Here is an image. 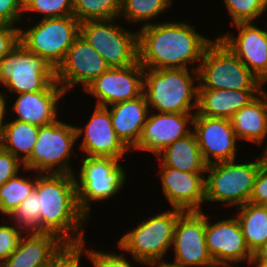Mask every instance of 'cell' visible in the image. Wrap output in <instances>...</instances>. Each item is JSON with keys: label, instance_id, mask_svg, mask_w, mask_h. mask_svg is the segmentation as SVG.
Returning a JSON list of instances; mask_svg holds the SVG:
<instances>
[{"label": "cell", "instance_id": "6da1fadb", "mask_svg": "<svg viewBox=\"0 0 267 267\" xmlns=\"http://www.w3.org/2000/svg\"><path fill=\"white\" fill-rule=\"evenodd\" d=\"M171 20L137 27L138 61L144 69L198 70L215 37L200 34L186 19Z\"/></svg>", "mask_w": 267, "mask_h": 267}, {"label": "cell", "instance_id": "7a4b0ae2", "mask_svg": "<svg viewBox=\"0 0 267 267\" xmlns=\"http://www.w3.org/2000/svg\"><path fill=\"white\" fill-rule=\"evenodd\" d=\"M34 189L38 194L40 233L54 234L66 245L87 240L84 227L90 221L79 209L74 174L37 173Z\"/></svg>", "mask_w": 267, "mask_h": 267}, {"label": "cell", "instance_id": "3957f363", "mask_svg": "<svg viewBox=\"0 0 267 267\" xmlns=\"http://www.w3.org/2000/svg\"><path fill=\"white\" fill-rule=\"evenodd\" d=\"M243 162L235 159L207 165L205 173V204H219L226 208H237L250 201L255 179L267 155L261 151ZM208 175V176H207ZM222 203V204H221Z\"/></svg>", "mask_w": 267, "mask_h": 267}, {"label": "cell", "instance_id": "277c9868", "mask_svg": "<svg viewBox=\"0 0 267 267\" xmlns=\"http://www.w3.org/2000/svg\"><path fill=\"white\" fill-rule=\"evenodd\" d=\"M198 71L191 69H144L143 94L150 111L196 113Z\"/></svg>", "mask_w": 267, "mask_h": 267}, {"label": "cell", "instance_id": "5b68a950", "mask_svg": "<svg viewBox=\"0 0 267 267\" xmlns=\"http://www.w3.org/2000/svg\"><path fill=\"white\" fill-rule=\"evenodd\" d=\"M157 211L159 213L145 216L132 229L122 232L117 240V252H127L134 266L165 259L167 252L168 255L171 252L175 225L184 211L176 208Z\"/></svg>", "mask_w": 267, "mask_h": 267}, {"label": "cell", "instance_id": "8992f818", "mask_svg": "<svg viewBox=\"0 0 267 267\" xmlns=\"http://www.w3.org/2000/svg\"><path fill=\"white\" fill-rule=\"evenodd\" d=\"M82 157L78 161L79 170L74 176L76 180L77 201L79 209L87 216L92 217L91 205L101 202L107 203L116 197L125 188L127 177H129L125 164V159L114 157ZM80 166V167H79ZM79 171V172H78ZM77 173V174H76ZM79 173V174H78ZM104 201V202H103Z\"/></svg>", "mask_w": 267, "mask_h": 267}, {"label": "cell", "instance_id": "52a82bcc", "mask_svg": "<svg viewBox=\"0 0 267 267\" xmlns=\"http://www.w3.org/2000/svg\"><path fill=\"white\" fill-rule=\"evenodd\" d=\"M198 89L264 90V85L216 36L198 67Z\"/></svg>", "mask_w": 267, "mask_h": 267}, {"label": "cell", "instance_id": "ba28073f", "mask_svg": "<svg viewBox=\"0 0 267 267\" xmlns=\"http://www.w3.org/2000/svg\"><path fill=\"white\" fill-rule=\"evenodd\" d=\"M36 21H22L19 42L57 69L74 40L80 35V22L73 15ZM23 25L27 28L23 29Z\"/></svg>", "mask_w": 267, "mask_h": 267}, {"label": "cell", "instance_id": "9c48e42d", "mask_svg": "<svg viewBox=\"0 0 267 267\" xmlns=\"http://www.w3.org/2000/svg\"><path fill=\"white\" fill-rule=\"evenodd\" d=\"M77 144L74 124L62 118L40 126L31 156L23 163L24 168L37 173L75 174V166L70 160L72 155H75L74 158L80 156L79 151L74 152Z\"/></svg>", "mask_w": 267, "mask_h": 267}, {"label": "cell", "instance_id": "30bf717a", "mask_svg": "<svg viewBox=\"0 0 267 267\" xmlns=\"http://www.w3.org/2000/svg\"><path fill=\"white\" fill-rule=\"evenodd\" d=\"M50 83H57L56 69L20 43L0 61V89L7 101L11 95L42 91Z\"/></svg>", "mask_w": 267, "mask_h": 267}, {"label": "cell", "instance_id": "8fae6325", "mask_svg": "<svg viewBox=\"0 0 267 267\" xmlns=\"http://www.w3.org/2000/svg\"><path fill=\"white\" fill-rule=\"evenodd\" d=\"M120 20V21H119ZM122 19L80 23V36L110 67H125L138 60L137 30L124 27Z\"/></svg>", "mask_w": 267, "mask_h": 267}, {"label": "cell", "instance_id": "7c38bea8", "mask_svg": "<svg viewBox=\"0 0 267 267\" xmlns=\"http://www.w3.org/2000/svg\"><path fill=\"white\" fill-rule=\"evenodd\" d=\"M229 216L213 222L206 215V246L216 267H237L245 261L249 267L253 253L245 243L238 219L233 213Z\"/></svg>", "mask_w": 267, "mask_h": 267}, {"label": "cell", "instance_id": "4fadbf2b", "mask_svg": "<svg viewBox=\"0 0 267 267\" xmlns=\"http://www.w3.org/2000/svg\"><path fill=\"white\" fill-rule=\"evenodd\" d=\"M206 213L186 211L175 225L170 259L186 267H216L205 242Z\"/></svg>", "mask_w": 267, "mask_h": 267}, {"label": "cell", "instance_id": "5bb4252c", "mask_svg": "<svg viewBox=\"0 0 267 267\" xmlns=\"http://www.w3.org/2000/svg\"><path fill=\"white\" fill-rule=\"evenodd\" d=\"M89 119L74 125L80 154L87 157H114L124 159L131 150L118 137L112 126L110 112L106 107L94 106ZM94 109V110H93ZM84 125V126H83ZM81 126V127H80ZM83 136V137H82ZM82 137V138H81Z\"/></svg>", "mask_w": 267, "mask_h": 267}, {"label": "cell", "instance_id": "9a60e30c", "mask_svg": "<svg viewBox=\"0 0 267 267\" xmlns=\"http://www.w3.org/2000/svg\"><path fill=\"white\" fill-rule=\"evenodd\" d=\"M143 82L144 68L137 60L130 66L110 67L90 83L83 93L94 97L96 106L108 107L142 95Z\"/></svg>", "mask_w": 267, "mask_h": 267}, {"label": "cell", "instance_id": "2e32d148", "mask_svg": "<svg viewBox=\"0 0 267 267\" xmlns=\"http://www.w3.org/2000/svg\"><path fill=\"white\" fill-rule=\"evenodd\" d=\"M263 22L265 27L258 26L257 22L235 23L230 27L233 26L238 31L237 35L229 31L218 33L216 36L265 86L267 83V24L266 21Z\"/></svg>", "mask_w": 267, "mask_h": 267}, {"label": "cell", "instance_id": "e0dca14e", "mask_svg": "<svg viewBox=\"0 0 267 267\" xmlns=\"http://www.w3.org/2000/svg\"><path fill=\"white\" fill-rule=\"evenodd\" d=\"M109 68L98 52L79 35L56 69V81L66 94L74 93L76 86L84 90Z\"/></svg>", "mask_w": 267, "mask_h": 267}, {"label": "cell", "instance_id": "ac0fdd59", "mask_svg": "<svg viewBox=\"0 0 267 267\" xmlns=\"http://www.w3.org/2000/svg\"><path fill=\"white\" fill-rule=\"evenodd\" d=\"M193 132L207 165L237 159L243 145L236 137L230 119L199 115L193 119ZM239 146H238V145Z\"/></svg>", "mask_w": 267, "mask_h": 267}, {"label": "cell", "instance_id": "d6986e66", "mask_svg": "<svg viewBox=\"0 0 267 267\" xmlns=\"http://www.w3.org/2000/svg\"><path fill=\"white\" fill-rule=\"evenodd\" d=\"M66 95L64 89L58 83H50L42 91L22 93L10 97L12 100H9L10 103L9 101L6 103V114L9 118L15 120L38 127L45 126L58 120L60 113H64L59 109L60 105L62 106L60 104L61 100L65 101L64 97ZM10 104H12V107Z\"/></svg>", "mask_w": 267, "mask_h": 267}, {"label": "cell", "instance_id": "ffe728a7", "mask_svg": "<svg viewBox=\"0 0 267 267\" xmlns=\"http://www.w3.org/2000/svg\"><path fill=\"white\" fill-rule=\"evenodd\" d=\"M195 113H162L149 111L141 137L132 152L141 151L156 156L176 140L193 131Z\"/></svg>", "mask_w": 267, "mask_h": 267}, {"label": "cell", "instance_id": "44dd1931", "mask_svg": "<svg viewBox=\"0 0 267 267\" xmlns=\"http://www.w3.org/2000/svg\"><path fill=\"white\" fill-rule=\"evenodd\" d=\"M158 177L168 208L186 211H204L205 173H190L158 166Z\"/></svg>", "mask_w": 267, "mask_h": 267}, {"label": "cell", "instance_id": "7402d4cb", "mask_svg": "<svg viewBox=\"0 0 267 267\" xmlns=\"http://www.w3.org/2000/svg\"><path fill=\"white\" fill-rule=\"evenodd\" d=\"M65 245L51 233L24 234L3 267H47Z\"/></svg>", "mask_w": 267, "mask_h": 267}, {"label": "cell", "instance_id": "603a6c76", "mask_svg": "<svg viewBox=\"0 0 267 267\" xmlns=\"http://www.w3.org/2000/svg\"><path fill=\"white\" fill-rule=\"evenodd\" d=\"M236 137L241 142L263 147L267 155V90L264 89L248 105L230 119ZM266 144V145H264ZM263 145V146H262Z\"/></svg>", "mask_w": 267, "mask_h": 267}, {"label": "cell", "instance_id": "cb8c5ba5", "mask_svg": "<svg viewBox=\"0 0 267 267\" xmlns=\"http://www.w3.org/2000/svg\"><path fill=\"white\" fill-rule=\"evenodd\" d=\"M112 126L122 142L132 150L138 143L149 114L144 94L139 97L106 107Z\"/></svg>", "mask_w": 267, "mask_h": 267}, {"label": "cell", "instance_id": "d4e9b609", "mask_svg": "<svg viewBox=\"0 0 267 267\" xmlns=\"http://www.w3.org/2000/svg\"><path fill=\"white\" fill-rule=\"evenodd\" d=\"M262 91L198 89L197 113L210 118L231 119Z\"/></svg>", "mask_w": 267, "mask_h": 267}, {"label": "cell", "instance_id": "484cf974", "mask_svg": "<svg viewBox=\"0 0 267 267\" xmlns=\"http://www.w3.org/2000/svg\"><path fill=\"white\" fill-rule=\"evenodd\" d=\"M155 157L158 166L190 173H206L207 164L203 159L193 131L167 146Z\"/></svg>", "mask_w": 267, "mask_h": 267}, {"label": "cell", "instance_id": "4316f807", "mask_svg": "<svg viewBox=\"0 0 267 267\" xmlns=\"http://www.w3.org/2000/svg\"><path fill=\"white\" fill-rule=\"evenodd\" d=\"M38 132V126L6 115L0 131V147L24 163L31 156Z\"/></svg>", "mask_w": 267, "mask_h": 267}, {"label": "cell", "instance_id": "83f0119b", "mask_svg": "<svg viewBox=\"0 0 267 267\" xmlns=\"http://www.w3.org/2000/svg\"><path fill=\"white\" fill-rule=\"evenodd\" d=\"M237 210V211H236ZM245 243L254 253L267 242V205L246 203L235 209Z\"/></svg>", "mask_w": 267, "mask_h": 267}, {"label": "cell", "instance_id": "f1b7e54d", "mask_svg": "<svg viewBox=\"0 0 267 267\" xmlns=\"http://www.w3.org/2000/svg\"><path fill=\"white\" fill-rule=\"evenodd\" d=\"M173 3V0H121L119 18L131 27L142 24L140 25L142 28L160 22L156 19L161 18V15L164 16Z\"/></svg>", "mask_w": 267, "mask_h": 267}, {"label": "cell", "instance_id": "f546056e", "mask_svg": "<svg viewBox=\"0 0 267 267\" xmlns=\"http://www.w3.org/2000/svg\"><path fill=\"white\" fill-rule=\"evenodd\" d=\"M36 182L37 172L24 168L20 173L4 183L0 187V215H2L0 217L8 218L17 206L34 190Z\"/></svg>", "mask_w": 267, "mask_h": 267}, {"label": "cell", "instance_id": "4dcf8cb0", "mask_svg": "<svg viewBox=\"0 0 267 267\" xmlns=\"http://www.w3.org/2000/svg\"><path fill=\"white\" fill-rule=\"evenodd\" d=\"M121 0H73V16L80 22L119 18Z\"/></svg>", "mask_w": 267, "mask_h": 267}, {"label": "cell", "instance_id": "1f68e13d", "mask_svg": "<svg viewBox=\"0 0 267 267\" xmlns=\"http://www.w3.org/2000/svg\"><path fill=\"white\" fill-rule=\"evenodd\" d=\"M8 219L24 234L40 233V209L35 189L17 206Z\"/></svg>", "mask_w": 267, "mask_h": 267}, {"label": "cell", "instance_id": "d6a6232c", "mask_svg": "<svg viewBox=\"0 0 267 267\" xmlns=\"http://www.w3.org/2000/svg\"><path fill=\"white\" fill-rule=\"evenodd\" d=\"M34 18L28 19L31 14ZM35 14H38L36 16ZM35 15V16H34ZM73 15V0H23V21ZM26 17V18H25Z\"/></svg>", "mask_w": 267, "mask_h": 267}, {"label": "cell", "instance_id": "836d02e7", "mask_svg": "<svg viewBox=\"0 0 267 267\" xmlns=\"http://www.w3.org/2000/svg\"><path fill=\"white\" fill-rule=\"evenodd\" d=\"M229 13L230 25L240 22H259L263 14L267 16V5L264 0H222ZM261 16V17H260Z\"/></svg>", "mask_w": 267, "mask_h": 267}, {"label": "cell", "instance_id": "e575fe53", "mask_svg": "<svg viewBox=\"0 0 267 267\" xmlns=\"http://www.w3.org/2000/svg\"><path fill=\"white\" fill-rule=\"evenodd\" d=\"M87 247L88 260L93 267H134L133 263L130 262V256L128 259L127 253H117L108 250H96ZM141 267H148L147 264H141ZM136 267V266H135Z\"/></svg>", "mask_w": 267, "mask_h": 267}, {"label": "cell", "instance_id": "d590c367", "mask_svg": "<svg viewBox=\"0 0 267 267\" xmlns=\"http://www.w3.org/2000/svg\"><path fill=\"white\" fill-rule=\"evenodd\" d=\"M87 242L89 241L85 240L82 244L65 245L47 267H83L82 257L88 259Z\"/></svg>", "mask_w": 267, "mask_h": 267}, {"label": "cell", "instance_id": "8d00e7d4", "mask_svg": "<svg viewBox=\"0 0 267 267\" xmlns=\"http://www.w3.org/2000/svg\"><path fill=\"white\" fill-rule=\"evenodd\" d=\"M3 220L0 223V259L4 262L15 251L24 233L8 218Z\"/></svg>", "mask_w": 267, "mask_h": 267}, {"label": "cell", "instance_id": "74e56055", "mask_svg": "<svg viewBox=\"0 0 267 267\" xmlns=\"http://www.w3.org/2000/svg\"><path fill=\"white\" fill-rule=\"evenodd\" d=\"M22 21L23 0H0V25L20 27Z\"/></svg>", "mask_w": 267, "mask_h": 267}, {"label": "cell", "instance_id": "f35d334b", "mask_svg": "<svg viewBox=\"0 0 267 267\" xmlns=\"http://www.w3.org/2000/svg\"><path fill=\"white\" fill-rule=\"evenodd\" d=\"M23 169L24 164L18 158L0 147V187Z\"/></svg>", "mask_w": 267, "mask_h": 267}, {"label": "cell", "instance_id": "ab89813d", "mask_svg": "<svg viewBox=\"0 0 267 267\" xmlns=\"http://www.w3.org/2000/svg\"><path fill=\"white\" fill-rule=\"evenodd\" d=\"M19 29V26L0 25V61L20 43Z\"/></svg>", "mask_w": 267, "mask_h": 267}, {"label": "cell", "instance_id": "60d3db41", "mask_svg": "<svg viewBox=\"0 0 267 267\" xmlns=\"http://www.w3.org/2000/svg\"><path fill=\"white\" fill-rule=\"evenodd\" d=\"M249 202L257 205H267V160L258 171Z\"/></svg>", "mask_w": 267, "mask_h": 267}, {"label": "cell", "instance_id": "b9f144b4", "mask_svg": "<svg viewBox=\"0 0 267 267\" xmlns=\"http://www.w3.org/2000/svg\"><path fill=\"white\" fill-rule=\"evenodd\" d=\"M147 266L149 267H186L184 265H180L179 263L168 261V259H160L158 261H154L151 263H148Z\"/></svg>", "mask_w": 267, "mask_h": 267}, {"label": "cell", "instance_id": "7bdbcfd3", "mask_svg": "<svg viewBox=\"0 0 267 267\" xmlns=\"http://www.w3.org/2000/svg\"><path fill=\"white\" fill-rule=\"evenodd\" d=\"M251 261H267V242L253 253Z\"/></svg>", "mask_w": 267, "mask_h": 267}, {"label": "cell", "instance_id": "ee69618b", "mask_svg": "<svg viewBox=\"0 0 267 267\" xmlns=\"http://www.w3.org/2000/svg\"><path fill=\"white\" fill-rule=\"evenodd\" d=\"M7 100L5 98V96L2 94L1 90H0V131H1V127L3 126V122L5 120L6 117V107H7Z\"/></svg>", "mask_w": 267, "mask_h": 267}, {"label": "cell", "instance_id": "f6af8a7d", "mask_svg": "<svg viewBox=\"0 0 267 267\" xmlns=\"http://www.w3.org/2000/svg\"><path fill=\"white\" fill-rule=\"evenodd\" d=\"M250 267H267V261H251Z\"/></svg>", "mask_w": 267, "mask_h": 267}, {"label": "cell", "instance_id": "bcb514c9", "mask_svg": "<svg viewBox=\"0 0 267 267\" xmlns=\"http://www.w3.org/2000/svg\"><path fill=\"white\" fill-rule=\"evenodd\" d=\"M0 267H3V261L0 259Z\"/></svg>", "mask_w": 267, "mask_h": 267}]
</instances>
